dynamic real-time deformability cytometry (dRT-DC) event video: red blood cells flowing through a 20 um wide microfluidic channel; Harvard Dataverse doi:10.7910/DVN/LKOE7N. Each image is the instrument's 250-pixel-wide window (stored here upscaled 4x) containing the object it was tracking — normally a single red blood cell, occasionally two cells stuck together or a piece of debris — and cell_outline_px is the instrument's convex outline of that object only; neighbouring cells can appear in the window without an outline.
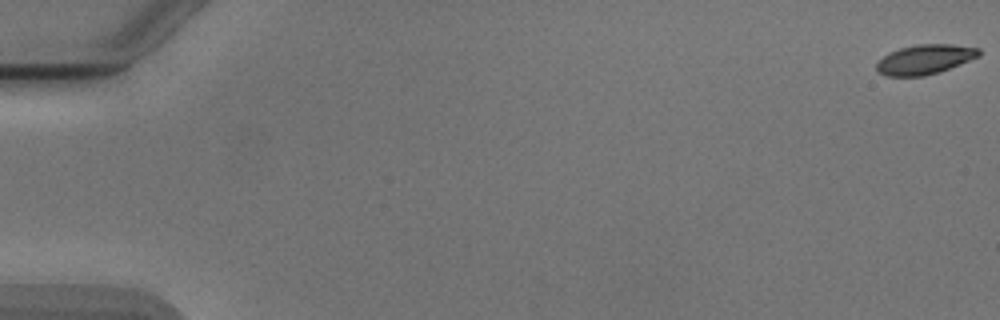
{"species": "Egyptian fruit bat (a non-hibernating species)", "species_latin": "Rousettus aegyptiacus", "temperature_condition": "cold", "stored_images_in_passage": 55, "camera_frame_rate_fps": 3000, "um_per_image_px": 0.085, "animal": {"sex": "male"}, "frame": {"image": 1, "passage_image": 1, "time_ms": 0.0, "image_size_px": [1000, 320], "cell_outline_px": [[980, 56], [940, 72], [924, 76], [884, 76], [876, 72], [876, 64], [888, 52], [900, 48], [920, 44], [952, 44], [980, 48]], "centroid_in_image_um": [78.6, 5.06], "position_along_channel_um": 6.4, "area_um2": 17.8}}
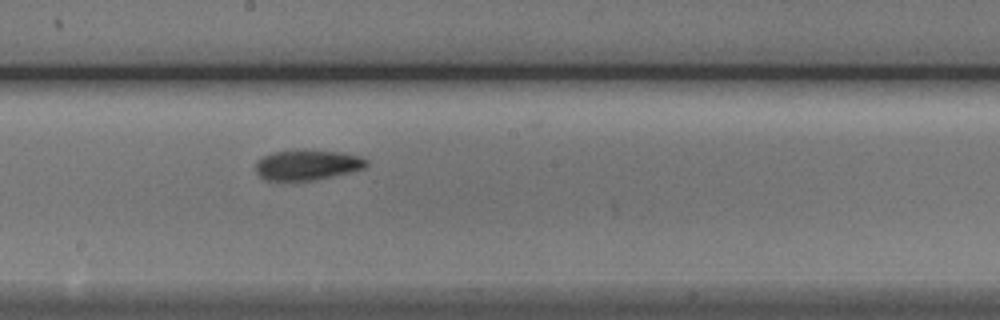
{"frame": {"image": 2, "passage_image": 31, "time_ms": 10.0, "image_size_px": [1000, 320], "cell_outline_px": [[368, 164], [364, 168], [332, 176], [308, 180], [264, 180], [256, 172], [256, 160], [272, 152], [296, 148], [304, 148], [344, 152], [360, 156], [368, 160]], "centroid_in_image_um": [26.1, 13.97], "position_along_channel_um": 222.1, "area_um2": 19.94}}
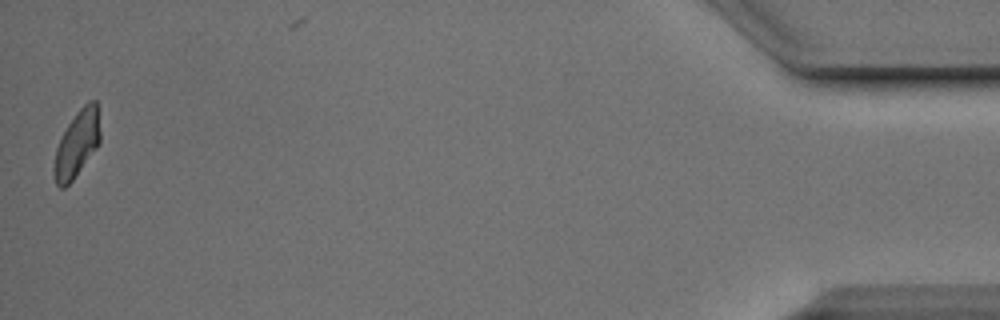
{"frame": {"image": 3, "passage_image": 54, "time_ms": 17.667, "image_size_px": [1000, 320], "cell_outline_px": [[100, 140], [96, 148], [72, 180], [64, 188], [60, 188], [56, 184], [52, 172], [52, 168], [56, 148], [68, 124], [76, 112], [88, 100], [96, 100], [100, 132]], "centroid_in_image_um": [6.52, 12.24], "position_along_channel_um": 428.7, "area_um2": 17.69}, "authors_computed_cell_mechanics": {"area_um2": 18.6116, "velocity_mm_per_s": 3.8683, "shape_relaxation_time_tau1_ms": 3.8234, "shape_relaxation_time_tau2_ms": 3.4507, "deformation_change_tau1": 0.1396, "deformation_change_tau2": 0.1002}}